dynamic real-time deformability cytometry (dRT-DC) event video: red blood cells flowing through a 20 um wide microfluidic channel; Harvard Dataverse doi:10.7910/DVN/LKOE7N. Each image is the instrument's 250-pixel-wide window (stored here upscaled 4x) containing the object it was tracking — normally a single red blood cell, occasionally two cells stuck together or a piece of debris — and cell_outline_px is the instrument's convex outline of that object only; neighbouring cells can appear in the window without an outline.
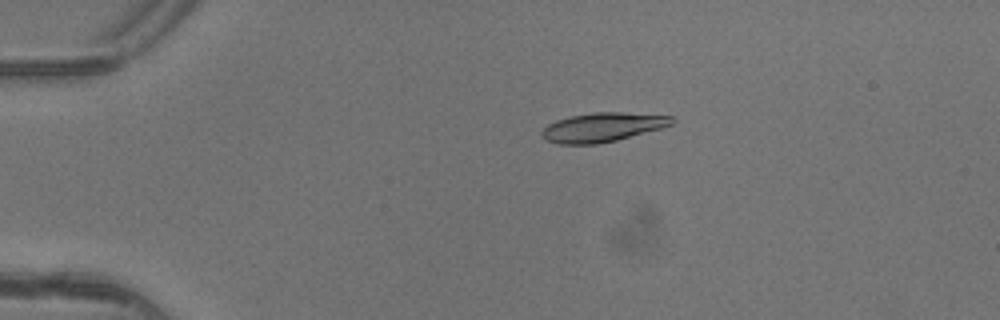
{"species": "common noctule bat (a hibernating species)", "species_latin": "Nyctalus noctula", "temperature_condition": "warm", "stored_images_in_passage": 6, "camera_frame_rate_fps": 3000, "um_per_image_px": 0.085, "animal": {"sex": "female"}, "frame": {"image": 1, "passage_image": 4, "time_ms": 1.0, "image_size_px": [1000, 320], "cell_outline_px": [[676, 120], [672, 124], [660, 128], [616, 140], [596, 144], [556, 144], [548, 140], [540, 132], [548, 124], [556, 120], [572, 116], [592, 112], [624, 112], [672, 116]], "centroid_in_image_um": [51.22, 10.81], "position_along_channel_um": 33.8, "area_um2": 21.85}}
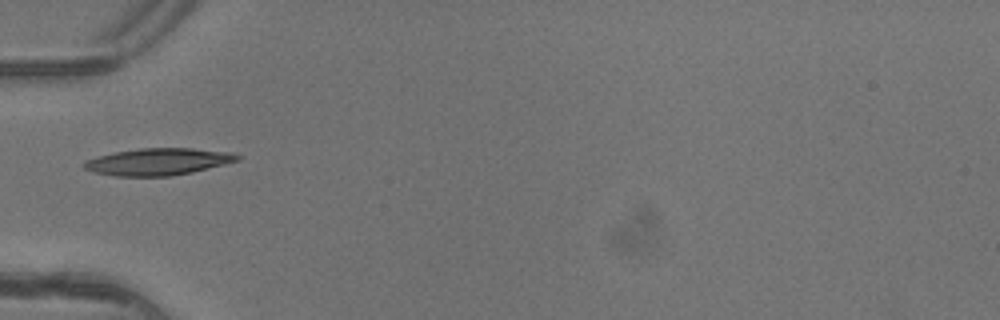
{"frame": {"image": 2, "passage_image": 5, "time_ms": 1.333, "image_size_px": [1000, 320], "cell_outline_px": [[240, 160], [192, 172], [172, 176], [116, 176], [96, 172], [84, 168], [84, 160], [116, 152], [140, 148], [192, 148], [232, 152], [240, 156]], "centroid_in_image_um": [13.48, 13.74], "position_along_channel_um": 71.5, "area_um2": 23.87}}
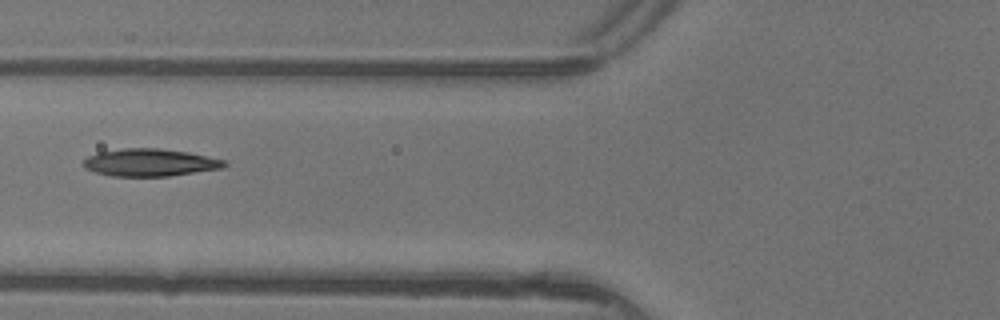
{"frame": {"image": 3, "passage_image": 6, "time_ms": 1.667, "image_size_px": [1000, 320], "cell_outline_px": [[228, 164], [224, 168], [168, 176], [112, 176], [96, 172], [84, 168], [84, 160], [88, 156], [100, 152], [124, 148], [160, 148], [188, 152], [228, 160]], "centroid_in_image_um": [12.81, 13.81], "position_along_channel_um": 113.0, "area_um2": 22.6}}